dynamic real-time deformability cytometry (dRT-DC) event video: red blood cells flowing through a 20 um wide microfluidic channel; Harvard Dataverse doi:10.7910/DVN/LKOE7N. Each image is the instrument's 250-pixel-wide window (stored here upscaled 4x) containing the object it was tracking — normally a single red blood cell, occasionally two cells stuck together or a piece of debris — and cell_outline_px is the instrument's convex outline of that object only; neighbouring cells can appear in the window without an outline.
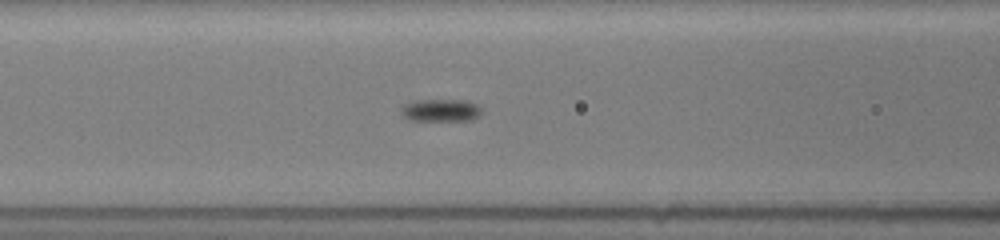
{"species": "common noctule bat (a hibernating species)", "species_latin": "Nyctalus noctula", "temperature_condition": "room temperature", "stored_images_in_passage": 54, "camera_frame_rate_fps": 3000, "um_per_image_px": 0.085, "animal": {"sex": "female", "body_mass_g": 19.5, "forearm_length_mm": 54.1}, "frame": {"image": 1, "passage_image": 24, "time_ms": 7.667, "image_size_px": [1000, 240], "cell_outline_px": [[480, 116], [472, 120], [408, 120], [400, 112], [400, 108], [404, 104], [416, 100], [464, 100], [476, 104], [480, 108]], "centroid_in_image_um": [37.43, 9.37], "position_along_channel_um": 129.2, "area_um2": 10.52}}
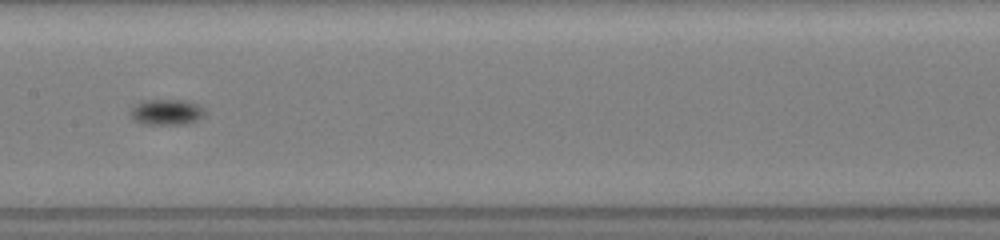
{"frame": {"image": 2, "passage_image": 29, "time_ms": 9.333, "image_size_px": [1000, 240], "cell_outline_px": [[204, 116], [188, 124], [144, 124], [136, 120], [132, 116], [132, 108], [136, 104], [144, 100], [184, 100], [196, 104], [204, 108]], "centroid_in_image_um": [14.19, 9.52], "position_along_channel_um": 193.2, "area_um2": 10.92}}
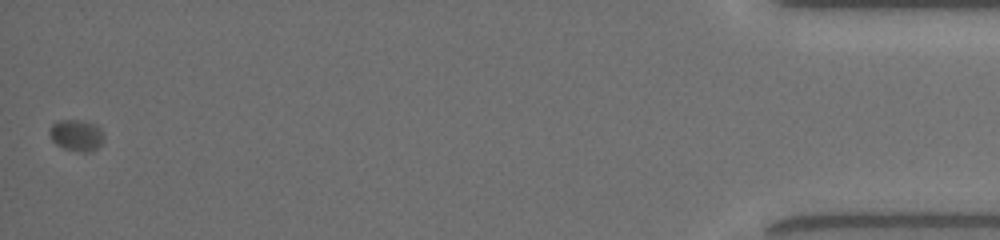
{"frame": {"image": 3, "passage_image": 54, "time_ms": 17.667, "image_size_px": [1000, 240], "cell_outline_px": [[104, 140], [92, 152], [80, 152], [64, 148], [56, 144], [52, 140], [48, 128], [52, 124], [60, 120], [84, 120], [96, 124], [100, 128], [104, 136]], "centroid_in_image_um": [6.51, 11.49], "position_along_channel_um": 428.7, "area_um2": 10.06}}